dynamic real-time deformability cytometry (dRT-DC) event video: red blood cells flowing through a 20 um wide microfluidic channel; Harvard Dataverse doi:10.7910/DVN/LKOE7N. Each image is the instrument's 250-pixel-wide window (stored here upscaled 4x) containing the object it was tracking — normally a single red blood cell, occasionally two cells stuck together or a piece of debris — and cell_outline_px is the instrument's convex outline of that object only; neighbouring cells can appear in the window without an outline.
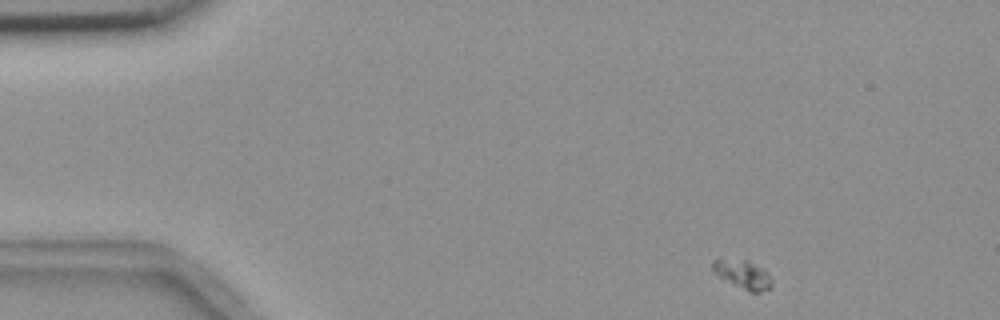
{"species": "common noctule bat (a hibernating species)", "species_latin": "Nyctalus noctula", "temperature_condition": "room temperature", "stored_images_in_passage": 2, "camera_frame_rate_fps": 3000, "um_per_image_px": 0.085, "animal": {"sex": "female", "body_mass_g": 18.4}, "frame": {"image": 1, "passage_image": 1, "time_ms": 0.0, "image_size_px": [1000, 320], "cell_outline_px": [[772, 288], [760, 292], [748, 292], [732, 284], [712, 272], [712, 260], [748, 260], [764, 268], [768, 272], [772, 280]], "centroid_in_image_um": [63.18, 23.35], "position_along_channel_um": 21.8, "area_um2": 10.0}}